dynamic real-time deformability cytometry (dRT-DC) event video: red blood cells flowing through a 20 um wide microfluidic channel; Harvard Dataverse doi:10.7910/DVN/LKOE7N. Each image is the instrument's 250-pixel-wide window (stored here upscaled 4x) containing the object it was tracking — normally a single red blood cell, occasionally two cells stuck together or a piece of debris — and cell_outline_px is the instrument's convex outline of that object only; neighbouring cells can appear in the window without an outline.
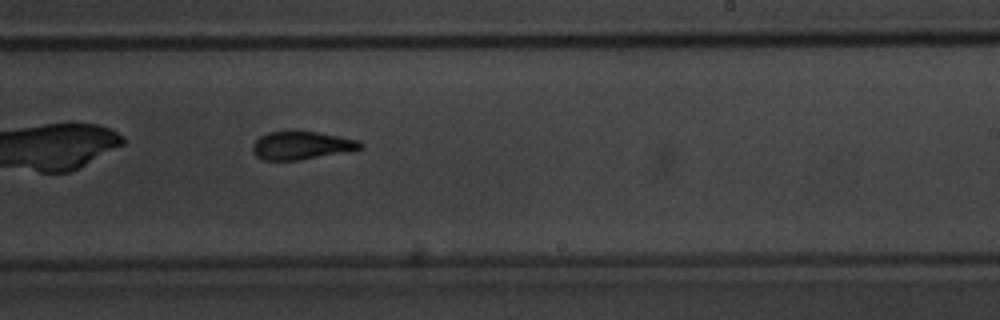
{"species": "common noctule bat (a hibernating species)", "species_latin": "Nyctalus noctula", "temperature_condition": "warm", "stored_images_in_passage": 38, "camera_frame_rate_fps": 3000, "um_per_image_px": 0.085, "animal": {"sex": "male", "body_mass_g": 20.1, "forearm_length_mm": 53.5}, "frame": {"image": 1, "passage_image": 17, "time_ms": 5.333, "image_size_px": [1000, 320], "cell_outline_px": [[364, 148], [300, 160], [264, 160], [256, 156], [252, 152], [252, 144], [260, 136], [268, 132], [316, 132], [340, 136], [360, 140], [364, 144]], "centroid_in_image_um": [25.63, 12.37], "position_along_channel_um": 263.4, "area_um2": 17.51}, "authors_computed_cell_mechanics": {"area_um2": 18.1203, "velocity_mm_per_s": 3.6818, "shape_relaxation_time_tau1_ms": 3.4738, "shape_relaxation_time_tau2_ms": 2.4078, "deformation_change_tau1": 0.1988, "deformation_change_tau2": 0.1112}}